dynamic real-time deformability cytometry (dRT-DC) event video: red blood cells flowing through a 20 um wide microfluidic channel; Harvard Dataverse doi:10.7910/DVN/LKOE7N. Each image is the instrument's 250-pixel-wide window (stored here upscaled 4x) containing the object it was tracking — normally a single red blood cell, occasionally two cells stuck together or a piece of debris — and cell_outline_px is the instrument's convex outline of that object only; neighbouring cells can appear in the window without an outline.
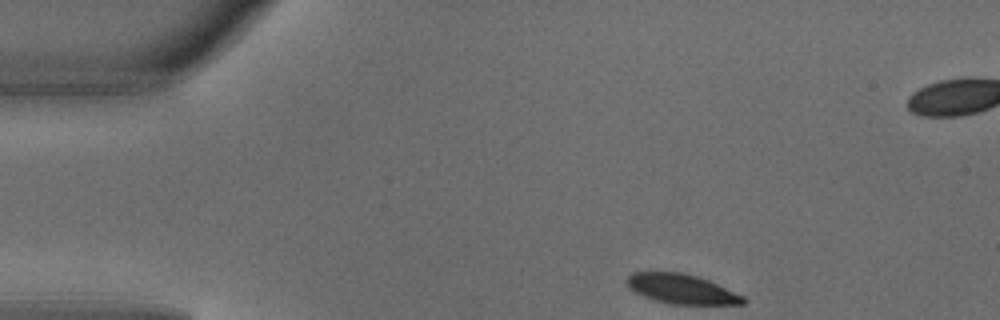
{"species": "common noctule bat (a hibernating species)", "species_latin": "Nyctalus noctula", "temperature_condition": "warm", "stored_images_in_passage": 4, "camera_frame_rate_fps": 3000, "um_per_image_px": 0.085, "animal": {"sex": "male", "body_mass_g": 18.8}, "frame": {"image": 1, "passage_image": 1, "time_ms": 0.0, "image_size_px": [1000, 320], "cell_outline_px": [[748, 300], [744, 304], [672, 304], [656, 300], [644, 296], [628, 288], [628, 276], [632, 272], [680, 272], [696, 276], [708, 280], [744, 296]], "centroid_in_image_um": [57.95, 24.56], "position_along_channel_um": 27.0, "area_um2": 19.83}}
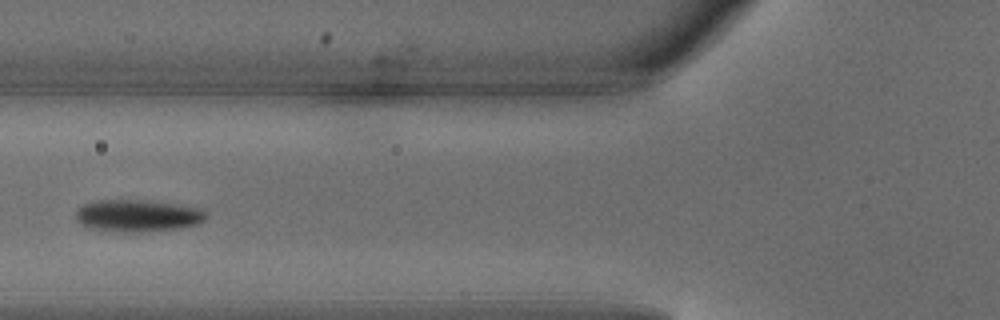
{"frame": {"image": 2, "passage_image": 4, "time_ms": 1.0, "image_size_px": [1000, 320], "cell_outline_px": [[208, 216], [204, 220], [196, 224], [184, 228], [140, 232], [116, 232], [84, 228], [76, 220], [76, 212], [84, 204], [96, 200], [144, 200], [200, 208]], "centroid_in_image_um": [11.65, 18.35], "position_along_channel_um": 114.1, "area_um2": 24.51}}